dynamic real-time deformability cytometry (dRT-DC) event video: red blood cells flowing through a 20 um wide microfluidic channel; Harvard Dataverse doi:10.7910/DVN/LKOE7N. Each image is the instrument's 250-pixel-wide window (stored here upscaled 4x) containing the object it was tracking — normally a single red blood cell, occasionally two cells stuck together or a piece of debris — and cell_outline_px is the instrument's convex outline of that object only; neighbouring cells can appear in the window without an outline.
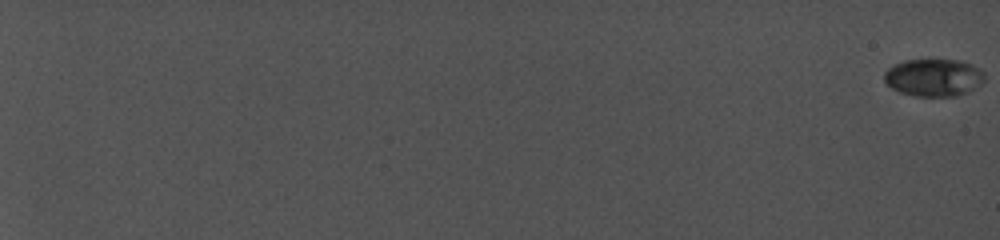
{"species": "common noctule bat (a hibernating species)", "species_latin": "Nyctalus noctula", "temperature_condition": "cold", "stored_images_in_passage": 69, "camera_frame_rate_fps": 5000, "um_per_image_px": 0.085, "animal": {"sex": "female", "body_mass_g": 19.0, "forearm_length_mm": 56.7}, "frame": {"image": 1, "passage_image": 1, "time_ms": 0.0, "image_size_px": [1000, 240], "cell_outline_px": [[984, 80], [980, 84], [968, 92], [956, 96], [916, 96], [900, 92], [892, 88], [884, 80], [884, 72], [888, 68], [904, 60], [960, 60], [972, 64], [980, 68], [984, 72]], "centroid_in_image_um": [79.38, 6.59], "position_along_channel_um": 5.6, "area_um2": 21.91}}
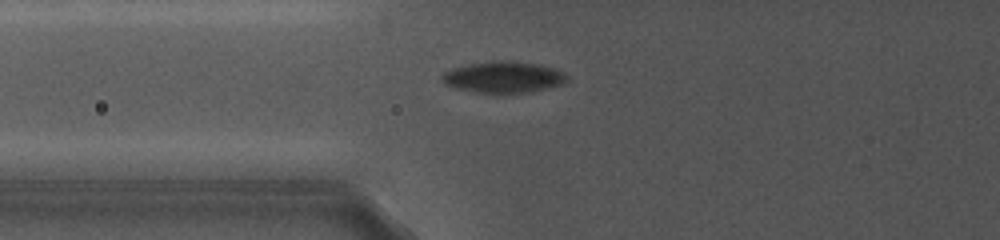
{"frame": {"image": 2, "passage_image": 32, "time_ms": 10.2, "image_size_px": [1000, 240], "cell_outline_px": [[568, 80], [560, 84], [528, 92], [476, 92], [452, 88], [444, 84], [440, 80], [440, 76], [444, 72], [452, 68], [468, 64], [492, 60], [508, 60], [540, 64], [556, 68], [564, 72], [568, 76]], "centroid_in_image_um": [42.74, 6.53], "position_along_channel_um": 83.1, "area_um2": 22.95}}
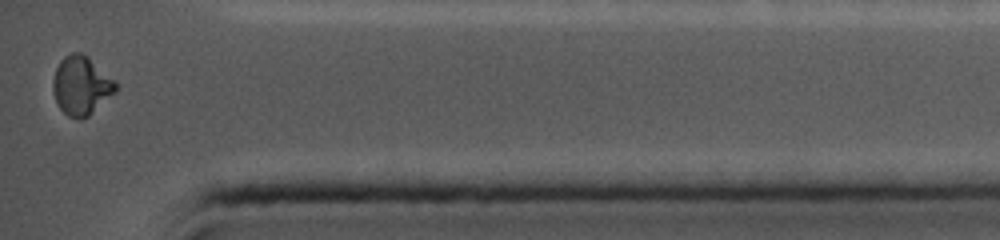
{"frame": {"image": 3, "passage_image": 69, "time_ms": 19.2, "image_size_px": [1000, 240], "cell_outline_px": [[116, 92], [88, 116], [80, 120], [68, 116], [60, 108], [56, 100], [52, 88], [52, 80], [56, 68], [60, 60], [64, 56], [72, 52], [80, 52], [88, 56], [116, 84]], "centroid_in_image_um": [6.87, 7.28], "position_along_channel_um": 428.3, "area_um2": 21.21}, "authors_computed_cell_mechanics": {"area_um2": 22.1952, "velocity_mm_per_s": 3.9224, "shape_relaxation_time_tau1_ms": 5.0577, "shape_relaxation_time_tau2_ms": null, "deformation_change_tau1": 0.165, "deformation_change_tau2": null}}